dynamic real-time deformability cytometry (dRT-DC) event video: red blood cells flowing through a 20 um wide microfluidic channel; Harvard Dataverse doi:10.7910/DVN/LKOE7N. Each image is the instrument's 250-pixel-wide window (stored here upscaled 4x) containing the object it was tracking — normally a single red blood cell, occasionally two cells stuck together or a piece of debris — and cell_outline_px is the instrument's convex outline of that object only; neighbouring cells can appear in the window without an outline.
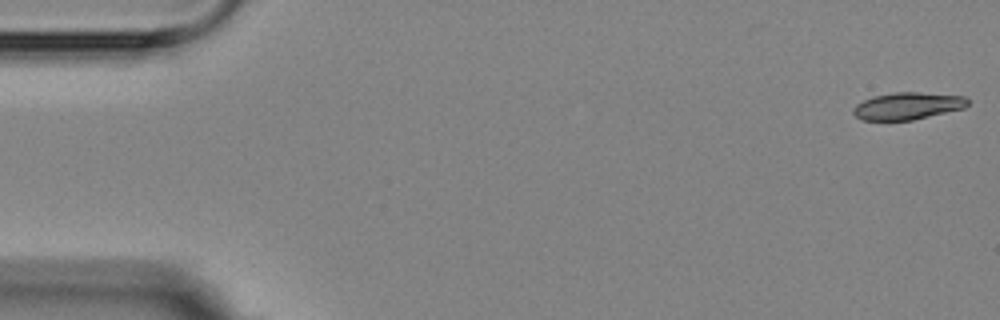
{"species": "Egyptian fruit bat (a non-hibernating species)", "species_latin": "Rousettus aegyptiacus", "temperature_condition": "room temperature", "stored_images_in_passage": 4, "camera_frame_rate_fps": 3000, "um_per_image_px": 0.085, "animal": {"sex": "female"}, "frame": {"image": 1, "passage_image": 1, "time_ms": 0.0, "image_size_px": [1000, 320], "cell_outline_px": [[968, 104], [964, 108], [912, 120], [860, 120], [852, 112], [852, 108], [856, 104], [872, 96], [892, 92], [916, 92], [964, 96], [968, 100]], "centroid_in_image_um": [77.1, 9.0], "position_along_channel_um": 7.9, "area_um2": 18.09}}